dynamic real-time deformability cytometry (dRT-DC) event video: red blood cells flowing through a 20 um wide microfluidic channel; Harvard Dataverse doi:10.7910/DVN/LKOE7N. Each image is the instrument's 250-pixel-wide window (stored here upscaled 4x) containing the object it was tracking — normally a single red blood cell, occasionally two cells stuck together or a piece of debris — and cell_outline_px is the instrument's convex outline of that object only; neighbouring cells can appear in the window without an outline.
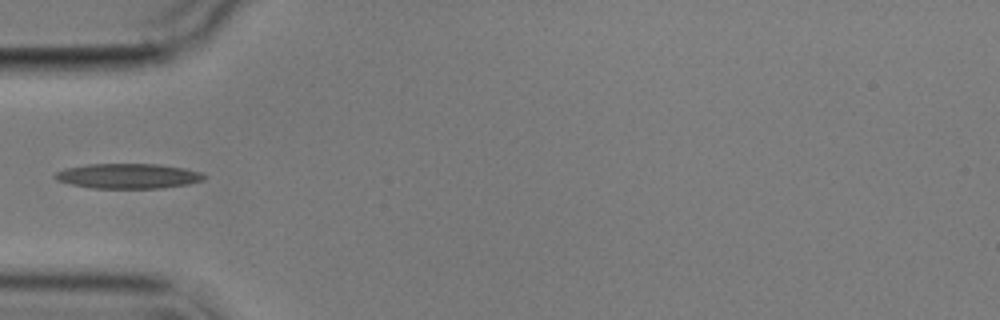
{"species": "common noctule bat (a hibernating species)", "species_latin": "Nyctalus noctula", "temperature_condition": "cold", "stored_images_in_passage": 4, "camera_frame_rate_fps": 3000, "um_per_image_px": 0.085, "animal": {"sex": "male", "body_mass_g": 17.9}, "frame": {"image": 1, "passage_image": 4, "time_ms": 4.333, "image_size_px": [1000, 320], "cell_outline_px": [[204, 180], [188, 184], [160, 188], [92, 188], [72, 184], [56, 180], [52, 176], [56, 172], [64, 168], [88, 164], [160, 164], [184, 168], [200, 172], [204, 176]], "centroid_in_image_um": [10.86, 14.96], "position_along_channel_um": 74.1, "area_um2": 21.68}}